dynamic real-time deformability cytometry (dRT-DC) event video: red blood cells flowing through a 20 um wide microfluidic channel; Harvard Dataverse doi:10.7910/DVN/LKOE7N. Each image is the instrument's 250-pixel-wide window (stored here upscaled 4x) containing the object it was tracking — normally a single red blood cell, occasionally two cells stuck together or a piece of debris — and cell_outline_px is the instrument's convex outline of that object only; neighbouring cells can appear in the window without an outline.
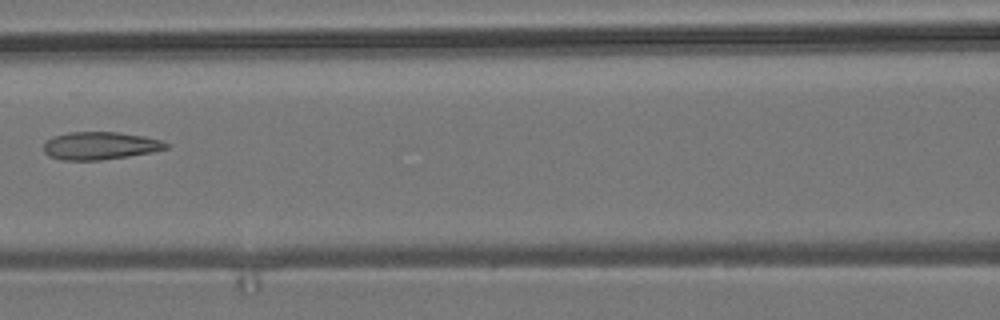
{"species": "common noctule bat (a hibernating species)", "species_latin": "Nyctalus noctula", "temperature_condition": "room temperature", "stored_images_in_passage": 4, "camera_frame_rate_fps": 3000, "um_per_image_px": 0.085, "animal": {"sex": "male", "body_mass_g": 19.2, "forearm_length_mm": 51.8}, "frame": {"image": 1, "passage_image": 4, "time_ms": 3.333, "image_size_px": [1000, 320], "cell_outline_px": [[168, 148], [152, 152], [128, 156], [100, 160], [60, 160], [48, 156], [44, 152], [44, 144], [48, 140], [56, 136], [68, 132], [116, 132], [144, 136], [160, 140], [168, 144]], "centroid_in_image_um": [8.5, 12.39], "position_along_channel_um": 158.1, "area_um2": 19.65}}